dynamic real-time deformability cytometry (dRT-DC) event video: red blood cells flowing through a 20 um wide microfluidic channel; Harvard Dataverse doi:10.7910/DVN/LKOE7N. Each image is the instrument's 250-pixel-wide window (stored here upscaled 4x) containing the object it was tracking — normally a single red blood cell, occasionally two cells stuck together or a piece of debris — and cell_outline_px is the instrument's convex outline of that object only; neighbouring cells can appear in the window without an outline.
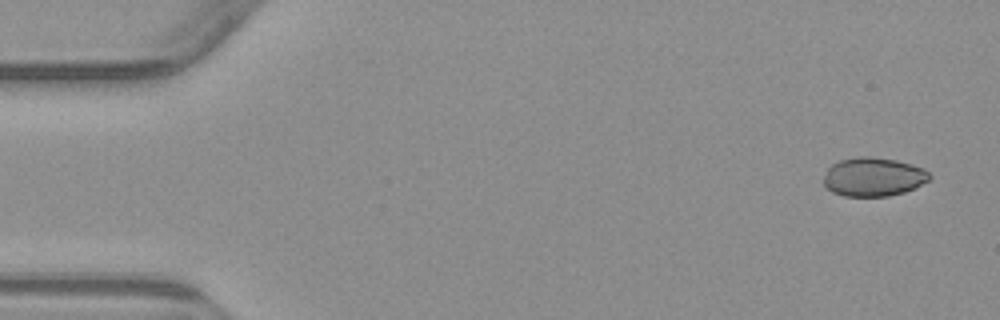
{"species": "common noctule bat (a hibernating species)", "species_latin": "Nyctalus noctula", "temperature_condition": "warm", "stored_images_in_passage": 4, "camera_frame_rate_fps": 3000, "um_per_image_px": 0.085, "animal": {"sex": "male", "body_mass_g": 23.1, "forearm_length_mm": 52.7}, "frame": {"image": 1, "passage_image": 1, "time_ms": 0.0, "image_size_px": [1000, 320], "cell_outline_px": [[932, 176], [928, 180], [916, 188], [904, 192], [888, 196], [844, 196], [832, 192], [824, 184], [824, 176], [828, 168], [832, 164], [840, 160], [860, 156], [868, 156], [896, 160], [912, 164], [924, 168]], "centroid_in_image_um": [74.25, 15.03], "position_along_channel_um": 10.7, "area_um2": 23.99}}